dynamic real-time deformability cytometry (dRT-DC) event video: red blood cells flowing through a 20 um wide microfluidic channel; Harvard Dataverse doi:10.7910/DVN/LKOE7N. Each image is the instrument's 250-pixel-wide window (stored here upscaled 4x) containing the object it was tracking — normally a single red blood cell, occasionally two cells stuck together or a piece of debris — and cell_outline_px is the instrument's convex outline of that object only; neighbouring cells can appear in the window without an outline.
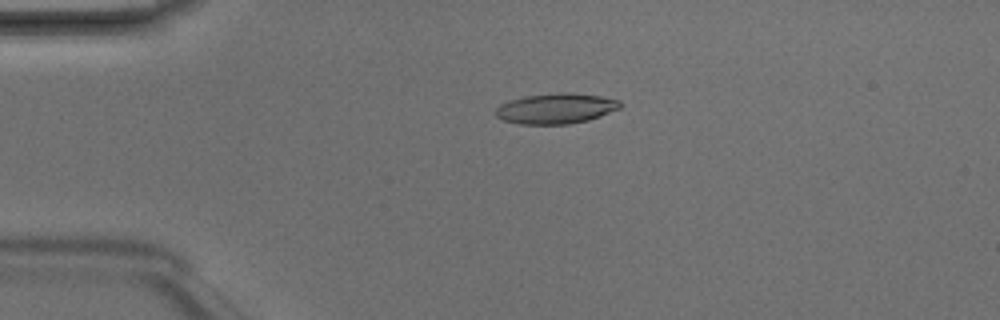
{"species": "Egyptian fruit bat (a non-hibernating species)", "species_latin": "Rousettus aegyptiacus", "temperature_condition": "room temperature", "stored_images_in_passage": 4, "camera_frame_rate_fps": 3000, "um_per_image_px": 0.085, "animal": {"sex": "male"}, "frame": {"image": 1, "passage_image": 4, "time_ms": 1.0, "image_size_px": [1000, 320], "cell_outline_px": [[624, 104], [620, 108], [600, 116], [588, 120], [568, 124], [520, 124], [504, 120], [496, 116], [496, 108], [500, 104], [508, 100], [524, 96], [560, 92], [572, 92], [600, 96], [620, 100]], "centroid_in_image_um": [47.27, 9.21], "position_along_channel_um": 37.7, "area_um2": 22.2}}